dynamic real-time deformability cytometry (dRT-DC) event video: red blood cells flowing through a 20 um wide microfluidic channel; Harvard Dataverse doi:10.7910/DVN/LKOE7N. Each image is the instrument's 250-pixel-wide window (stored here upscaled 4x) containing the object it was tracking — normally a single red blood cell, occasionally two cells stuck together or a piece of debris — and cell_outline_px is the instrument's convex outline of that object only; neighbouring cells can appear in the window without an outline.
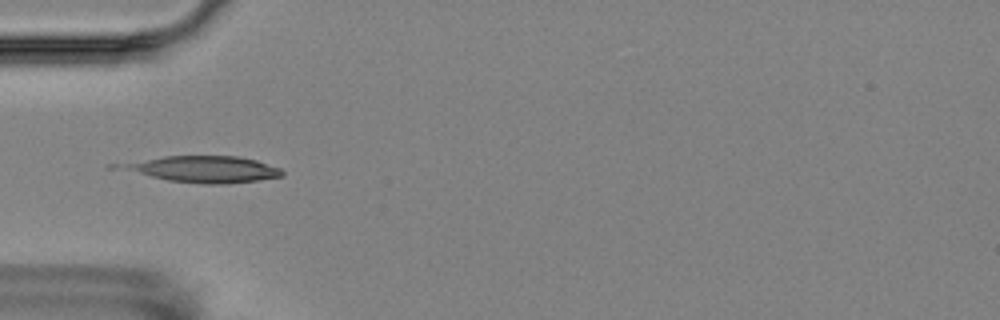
{"species": "Egyptian fruit bat (a non-hibernating species)", "species_latin": "Rousettus aegyptiacus", "temperature_condition": "room temperature", "stored_images_in_passage": 5, "camera_frame_rate_fps": 3000, "um_per_image_px": 0.085, "animal": {"sex": "female"}, "frame": {"image": 1, "passage_image": 1, "time_ms": 0.0, "image_size_px": [1000, 320], "cell_outline_px": [[284, 176], [228, 184], [204, 184], [168, 180], [108, 168], [108, 164], [164, 156], [236, 156], [256, 160], [280, 168], [284, 172]], "centroid_in_image_um": [17.1, 14.37], "position_along_channel_um": 67.9, "area_um2": 25.43}}
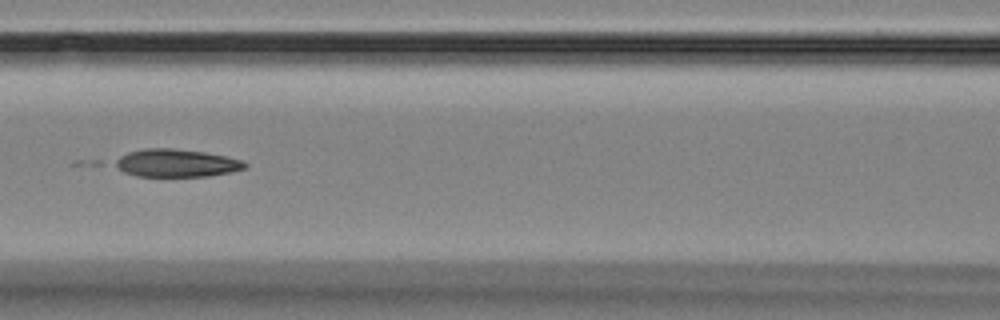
{"frame": {"image": 2, "passage_image": 3, "time_ms": 2.333, "image_size_px": [1000, 320], "cell_outline_px": [[248, 164], [244, 168], [228, 172], [208, 176], [136, 176], [124, 172], [108, 164], [112, 160], [128, 152], [148, 148], [172, 148], [204, 152], [224, 156], [240, 160]], "centroid_in_image_um": [14.86, 13.86], "position_along_channel_um": 151.7, "area_um2": 21.04}}
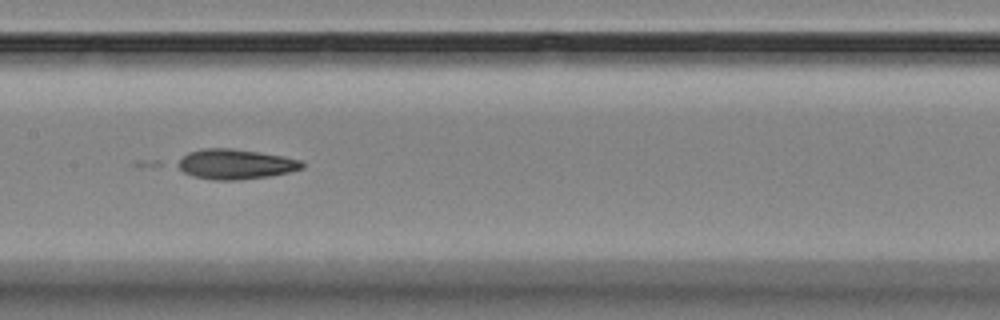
{"frame": {"image": 3, "passage_image": 4, "time_ms": 3.333, "image_size_px": [1000, 320], "cell_outline_px": [[304, 168], [288, 172], [268, 176], [236, 180], [216, 180], [192, 176], [184, 172], [172, 164], [188, 152], [204, 148], [232, 148], [260, 152], [284, 156], [300, 160], [304, 164]], "centroid_in_image_um": [19.96, 13.94], "position_along_channel_um": 187.4, "area_um2": 21.91}}